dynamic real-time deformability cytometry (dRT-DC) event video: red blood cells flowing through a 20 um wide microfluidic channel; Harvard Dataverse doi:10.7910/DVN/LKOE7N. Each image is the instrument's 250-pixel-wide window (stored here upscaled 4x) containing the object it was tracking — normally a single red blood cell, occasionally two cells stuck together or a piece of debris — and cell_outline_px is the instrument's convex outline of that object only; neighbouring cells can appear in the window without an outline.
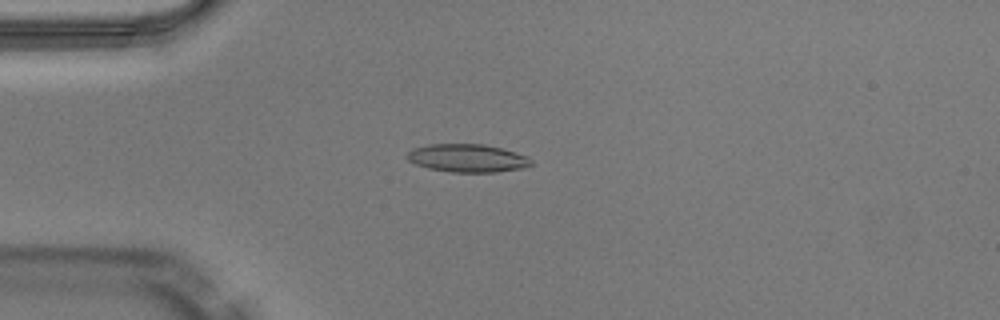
{"species": "Egyptian fruit bat (a non-hibernating species)", "species_latin": "Rousettus aegyptiacus", "temperature_condition": "warm", "stored_images_in_passage": 43, "camera_frame_rate_fps": 3000, "um_per_image_px": 0.085, "animal": {"sex": "male"}, "frame": {"image": 1, "passage_image": 7, "time_ms": 2.0, "image_size_px": [1000, 320], "cell_outline_px": [[532, 164], [524, 168], [496, 172], [452, 172], [428, 168], [416, 164], [408, 160], [404, 156], [412, 148], [428, 144], [484, 144], [516, 152], [528, 156], [532, 160]], "centroid_in_image_um": [39.72, 13.44], "position_along_channel_um": 45.3, "area_um2": 20.4}}
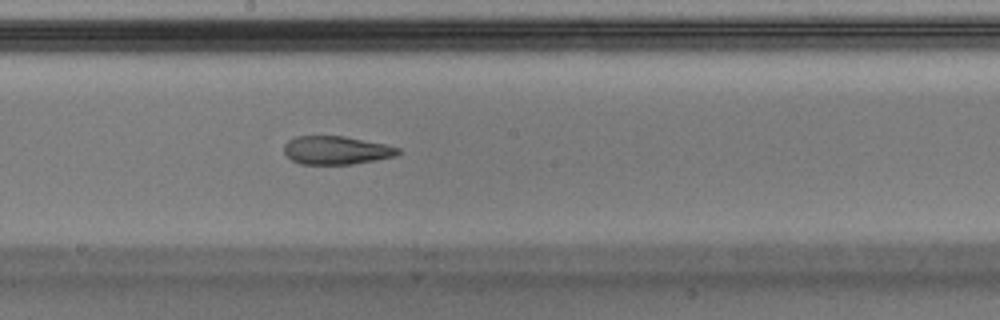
{"frame": {"image": 2, "passage_image": 21, "time_ms": 6.667, "image_size_px": [1000, 320], "cell_outline_px": [[400, 152], [396, 156], [376, 160], [352, 164], [300, 164], [292, 160], [284, 152], [284, 144], [288, 140], [296, 136], [344, 136], [384, 144], [400, 148]], "centroid_in_image_um": [28.57, 12.77], "position_along_channel_um": 219.6, "area_um2": 18.79}}
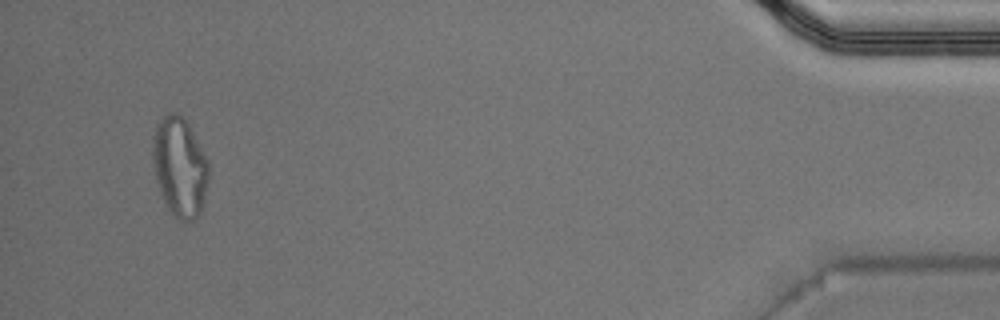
{"frame": {"image": 3, "passage_image": 41, "time_ms": 13.333, "image_size_px": [1000, 320], "cell_outline_px": [[208, 180], [200, 216], [196, 220], [180, 220], [164, 204], [156, 180], [152, 164], [152, 136], [156, 124], [168, 112], [176, 112], [188, 124], [208, 160]], "centroid_in_image_um": [15.25, 14.19], "position_along_channel_um": 419.9, "area_um2": 32.54}, "authors_computed_cell_mechanics": {"area_um2": 20.23, "velocity_mm_per_s": 4.1267, "shape_relaxation_time_tau1_ms": null, "shape_relaxation_time_tau2_ms": 2.0066, "deformation_change_tau1": null, "deformation_change_tau2": 0.1085}}